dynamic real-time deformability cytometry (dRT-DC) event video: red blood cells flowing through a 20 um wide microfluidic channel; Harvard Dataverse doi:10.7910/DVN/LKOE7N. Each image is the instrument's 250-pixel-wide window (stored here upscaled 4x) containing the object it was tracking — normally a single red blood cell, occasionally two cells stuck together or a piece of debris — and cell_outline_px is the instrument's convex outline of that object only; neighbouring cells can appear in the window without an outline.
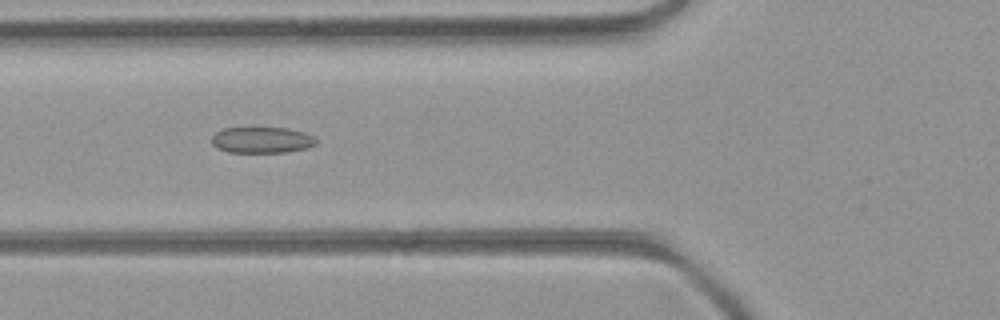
{"species": "common noctule bat (a hibernating species)", "species_latin": "Nyctalus noctula", "temperature_condition": "room temperature", "stored_images_in_passage": 49, "camera_frame_rate_fps": 3000, "um_per_image_px": 0.085, "animal": {"sex": "female", "body_mass_g": 21.9}, "frame": {"image": 1, "passage_image": 18, "time_ms": 5.667, "image_size_px": [1000, 320], "cell_outline_px": [[316, 144], [308, 148], [288, 152], [228, 152], [216, 148], [212, 144], [212, 136], [216, 132], [224, 128], [288, 128], [304, 132], [312, 136], [316, 140]], "centroid_in_image_um": [22.25, 11.9], "position_along_channel_um": 103.5, "area_um2": 15.9}}
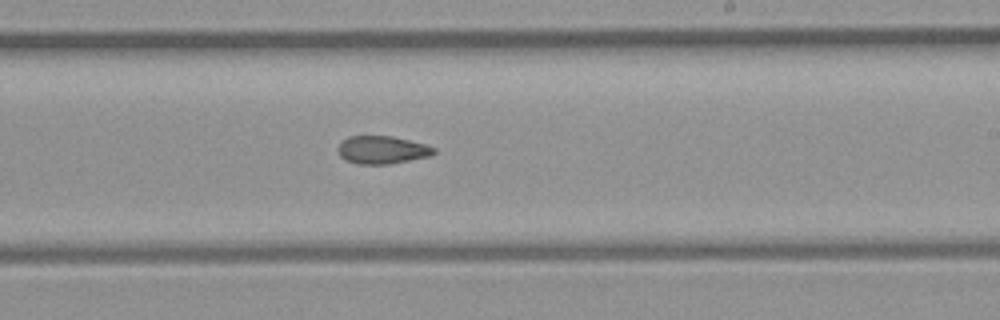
{"frame": {"image": 2, "passage_image": 29, "time_ms": 9.333, "image_size_px": [1000, 320], "cell_outline_px": [[436, 152], [428, 156], [388, 164], [356, 164], [344, 160], [340, 156], [336, 148], [348, 136], [392, 136], [424, 144], [436, 148]], "centroid_in_image_um": [32.43, 12.74], "position_along_channel_um": 256.6, "area_um2": 15.49}}
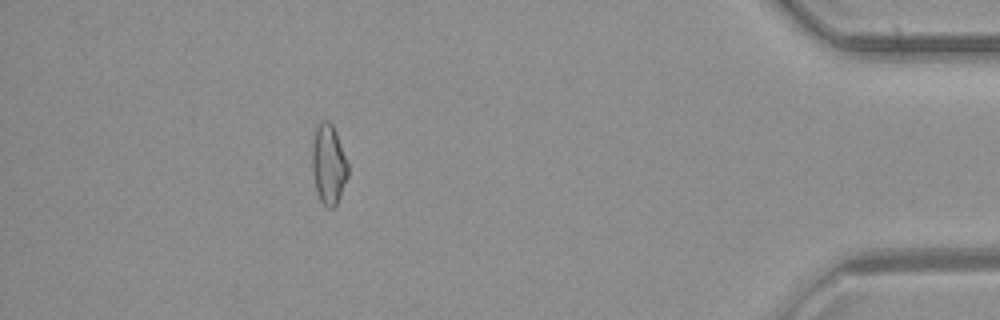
{"frame": {"image": 3, "passage_image": 44, "time_ms": 14.333, "image_size_px": [1000, 320], "cell_outline_px": [[348, 176], [340, 196], [336, 204], [332, 208], [328, 208], [320, 200], [316, 192], [312, 168], [312, 144], [316, 124], [320, 120], [328, 120], [332, 124], [336, 132], [348, 164]], "centroid_in_image_um": [27.91, 13.93], "position_along_channel_um": 407.3, "area_um2": 16.76}, "authors_computed_cell_mechanics": {"area_um2": 16.4152, "velocity_mm_per_s": 4.1571, "shape_relaxation_time_tau1_ms": null, "shape_relaxation_time_tau2_ms": 3.8317, "deformation_change_tau1": null, "deformation_change_tau2": 0.1158}}